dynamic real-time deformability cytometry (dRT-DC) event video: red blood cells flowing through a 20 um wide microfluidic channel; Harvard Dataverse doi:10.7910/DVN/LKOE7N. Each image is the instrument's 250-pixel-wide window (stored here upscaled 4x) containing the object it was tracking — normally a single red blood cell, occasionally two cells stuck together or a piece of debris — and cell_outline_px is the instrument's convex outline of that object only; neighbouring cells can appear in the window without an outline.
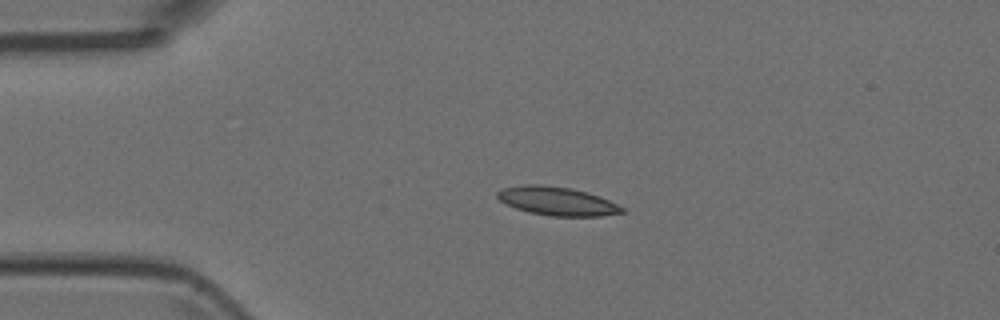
{"species": "Egyptian fruit bat (a non-hibernating species)", "species_latin": "Rousettus aegyptiacus", "temperature_condition": "room temperature", "stored_images_in_passage": 3, "camera_frame_rate_fps": 3000, "um_per_image_px": 0.085, "animal": {"sex": "female"}, "frame": {"image": 1, "passage_image": 2, "time_ms": 0.333, "image_size_px": [1000, 320], "cell_outline_px": [[624, 212], [600, 216], [548, 216], [528, 212], [516, 208], [500, 200], [496, 196], [496, 192], [504, 188], [524, 184], [544, 184], [572, 188], [600, 196], [624, 208]], "centroid_in_image_um": [47.34, 17.09], "position_along_channel_um": 37.7, "area_um2": 20.75}}